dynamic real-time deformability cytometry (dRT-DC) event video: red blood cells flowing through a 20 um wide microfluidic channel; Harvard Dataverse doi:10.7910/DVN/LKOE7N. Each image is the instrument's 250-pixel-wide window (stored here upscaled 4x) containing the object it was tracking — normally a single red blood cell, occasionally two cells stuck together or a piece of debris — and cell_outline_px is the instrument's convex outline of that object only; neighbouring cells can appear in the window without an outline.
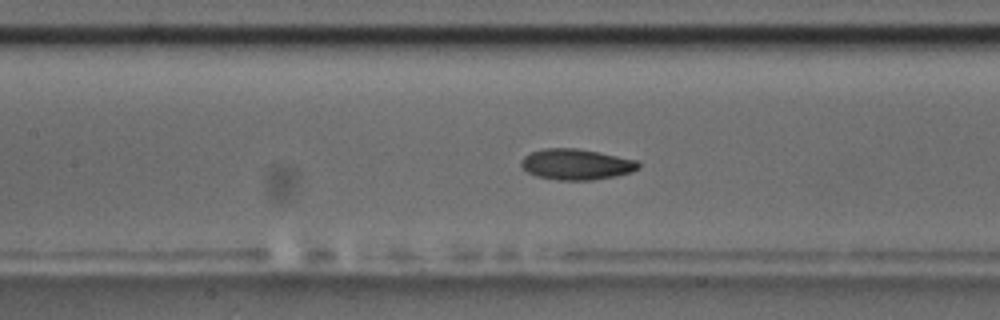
{"species": "common noctule bat (a hibernating species)", "species_latin": "Nyctalus noctula", "temperature_condition": "room temperature", "stored_images_in_passage": 51, "camera_frame_rate_fps": 3000, "um_per_image_px": 0.085, "animal": {"sex": "male", "body_mass_g": 17.5, "forearm_length_mm": 52.3}, "frame": {"image": 1, "passage_image": 20, "time_ms": 6.333, "image_size_px": [1000, 320], "cell_outline_px": [[640, 168], [632, 172], [616, 176], [592, 180], [560, 180], [536, 176], [528, 172], [520, 164], [520, 160], [524, 156], [532, 152], [544, 148], [576, 148], [636, 160], [640, 164]], "centroid_in_image_um": [48.98, 13.97], "position_along_channel_um": 158.4, "area_um2": 20.92}}
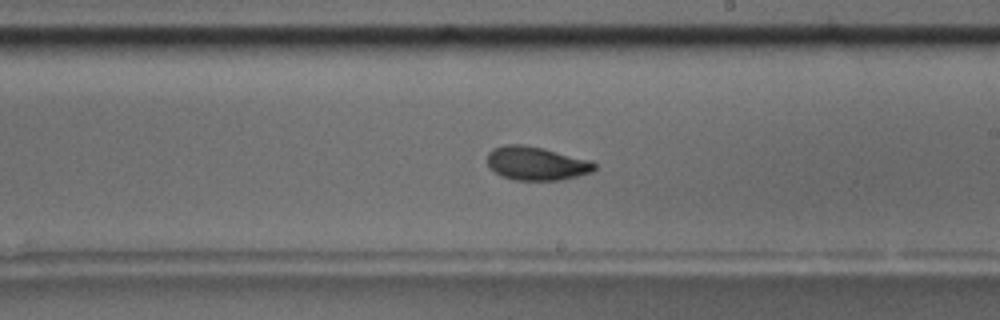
{"frame": {"image": 2, "passage_image": 27, "time_ms": 8.667, "image_size_px": [1000, 320], "cell_outline_px": [[596, 168], [592, 172], [560, 180], [516, 180], [500, 176], [488, 164], [488, 152], [492, 148], [504, 144], [524, 144], [544, 148], [592, 160], [596, 164]], "centroid_in_image_um": [45.6, 13.87], "position_along_channel_um": 243.4, "area_um2": 21.15}}
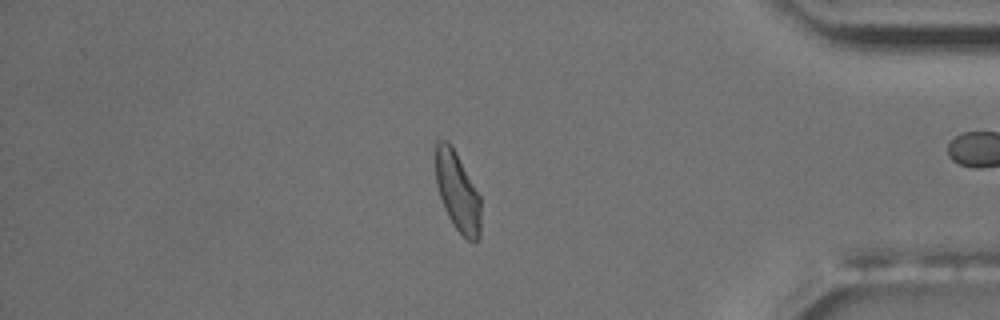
{"frame": {"image": 3, "passage_image": 42, "time_ms": 13.667, "image_size_px": [1000, 320], "cell_outline_px": [[480, 240], [468, 240], [456, 228], [448, 216], [444, 208], [436, 184], [436, 136], [448, 140], [452, 144], [480, 196]], "centroid_in_image_um": [38.87, 16.22], "position_along_channel_um": 396.3, "area_um2": 20.92}, "authors_computed_cell_mechanics": {"area_um2": 20.9236, "velocity_mm_per_s": 3.6701, "shape_relaxation_time_tau1_ms": 4.1691, "shape_relaxation_time_tau2_ms": 2.1513, "deformation_change_tau1": 0.1443, "deformation_change_tau2": 0.0652}}